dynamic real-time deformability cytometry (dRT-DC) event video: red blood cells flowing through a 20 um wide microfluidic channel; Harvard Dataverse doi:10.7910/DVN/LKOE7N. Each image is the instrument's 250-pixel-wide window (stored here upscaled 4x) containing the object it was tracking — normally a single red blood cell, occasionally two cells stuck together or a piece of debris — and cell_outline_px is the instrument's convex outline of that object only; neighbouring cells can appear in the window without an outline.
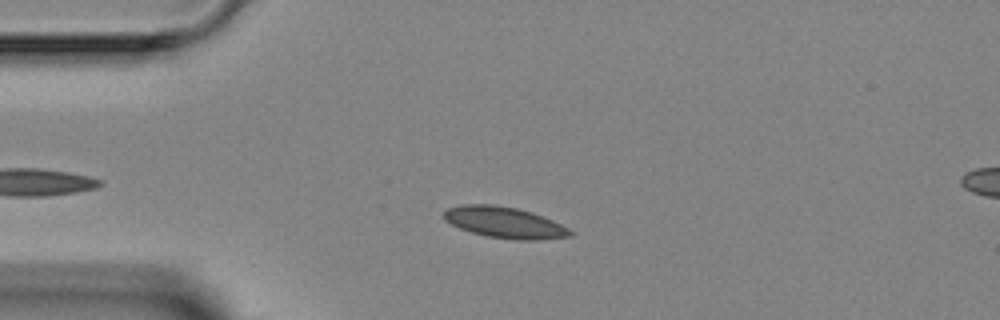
{"species": "Egyptian fruit bat (a non-hibernating species)", "species_latin": "Rousettus aegyptiacus", "temperature_condition": "room temperature", "stored_images_in_passage": 5, "camera_frame_rate_fps": 3000, "um_per_image_px": 0.085, "animal": {"sex": "female"}, "frame": {"image": 1, "passage_image": 2, "time_ms": 1.333, "image_size_px": [1000, 320], "cell_outline_px": [[572, 236], [536, 240], [516, 240], [488, 236], [472, 232], [460, 228], [444, 220], [444, 212], [448, 208], [460, 204], [492, 204], [516, 208], [532, 212], [552, 220], [568, 228], [572, 232]], "centroid_in_image_um": [42.88, 18.9], "position_along_channel_um": 42.1, "area_um2": 22.77}}
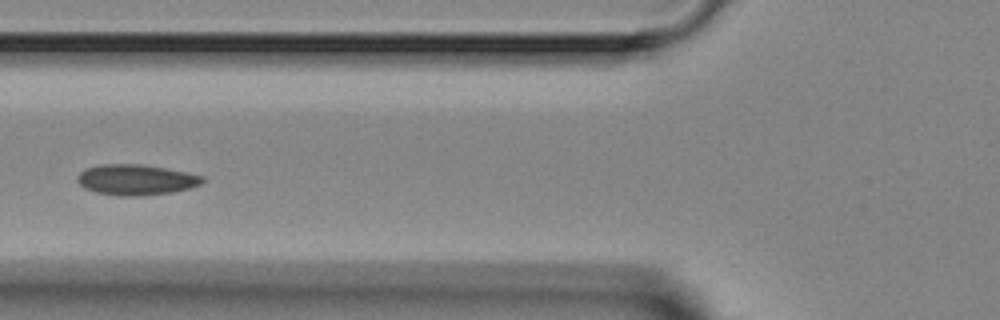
{"frame": {"image": 2, "passage_image": 4, "time_ms": 3.667, "image_size_px": [1000, 320], "cell_outline_px": [[204, 180], [200, 184], [188, 188], [172, 192], [140, 196], [120, 196], [96, 192], [84, 188], [76, 180], [76, 176], [80, 172], [88, 168], [100, 164], [140, 164], [164, 168], [204, 176]], "centroid_in_image_um": [11.52, 15.28], "position_along_channel_um": 114.3, "area_um2": 22.14}}
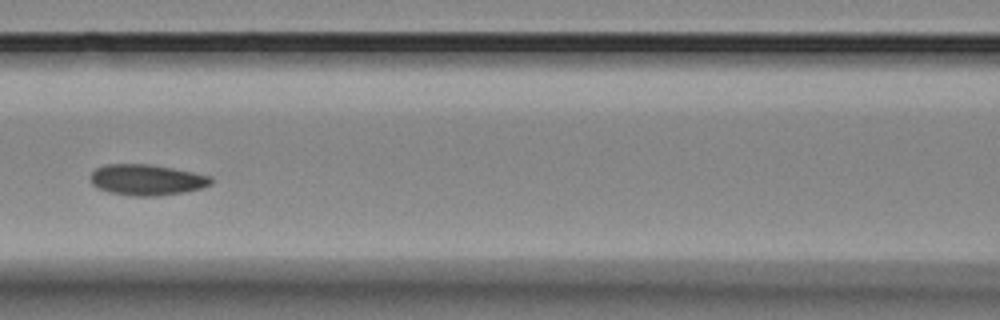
{"frame": {"image": 3, "passage_image": 5, "time_ms": 4.667, "image_size_px": [1000, 320], "cell_outline_px": [[212, 184], [204, 188], [184, 192], [156, 196], [132, 196], [108, 192], [96, 188], [92, 184], [92, 172], [96, 168], [104, 164], [152, 164], [212, 176]], "centroid_in_image_um": [12.49, 15.29], "position_along_channel_um": 154.1, "area_um2": 21.85}}